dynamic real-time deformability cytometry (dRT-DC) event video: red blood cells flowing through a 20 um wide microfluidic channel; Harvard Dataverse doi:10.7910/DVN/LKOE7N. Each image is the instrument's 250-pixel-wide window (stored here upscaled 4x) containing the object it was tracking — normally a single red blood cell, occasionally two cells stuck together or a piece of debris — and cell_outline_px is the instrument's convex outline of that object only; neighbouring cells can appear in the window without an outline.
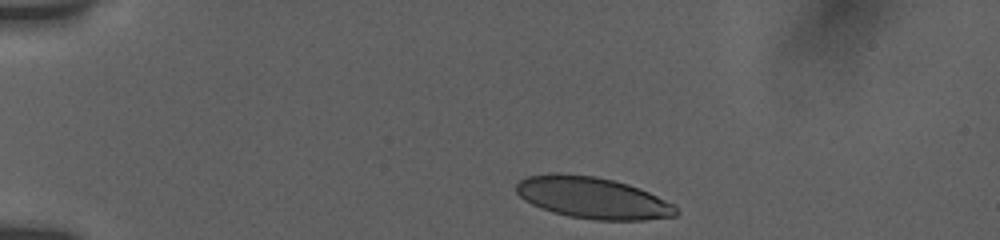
{"species": "human", "species_latin": "Homo sapiens", "temperature_condition": "room temperature", "stored_images_in_passage": 5, "camera_frame_rate_fps": 3000, "um_per_image_px": 0.085, "donor": {"sex": "female"}, "frame": {"image": 1, "passage_image": 1, "time_ms": 0.0, "image_size_px": [1000, 240], "cell_outline_px": [[680, 212], [676, 216], [644, 220], [592, 220], [568, 216], [552, 212], [540, 208], [524, 200], [516, 192], [516, 184], [520, 180], [528, 176], [552, 172], [596, 176], [628, 184], [640, 188], [676, 204]], "centroid_in_image_um": [50.4, 16.82], "position_along_channel_um": 34.6, "area_um2": 39.13}}
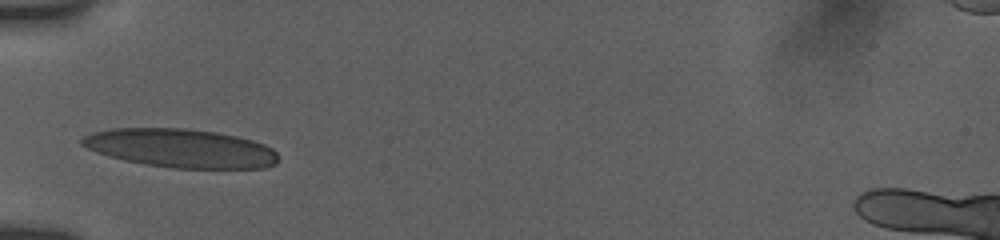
{"frame": {"image": 2, "passage_image": 4, "time_ms": 2.667, "image_size_px": [1000, 240], "cell_outline_px": [[276, 164], [264, 168], [176, 168], [144, 164], [124, 160], [108, 156], [96, 152], [80, 144], [80, 140], [84, 136], [92, 132], [112, 128], [184, 128], [216, 132], [236, 136], [252, 140], [264, 144], [272, 148], [276, 152]], "centroid_in_image_um": [15.33, 12.59], "position_along_channel_um": 69.7, "area_um2": 44.16}}